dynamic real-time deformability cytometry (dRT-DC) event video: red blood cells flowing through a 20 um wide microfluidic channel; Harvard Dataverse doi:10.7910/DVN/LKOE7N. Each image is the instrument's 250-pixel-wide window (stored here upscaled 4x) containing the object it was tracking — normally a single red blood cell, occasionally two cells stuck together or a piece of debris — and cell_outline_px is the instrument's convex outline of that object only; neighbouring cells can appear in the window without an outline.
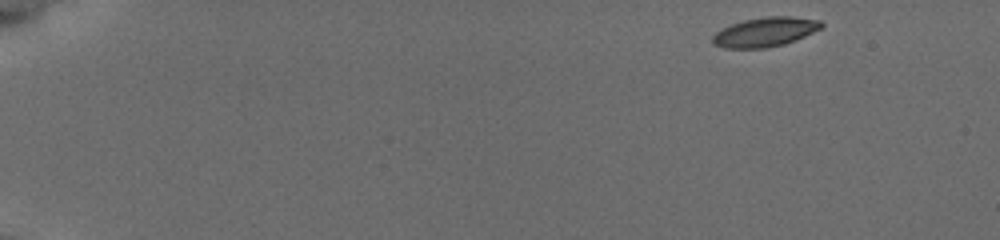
{"species": "common noctule bat (a hibernating species)", "species_latin": "Nyctalus noctula", "temperature_condition": "cold", "stored_images_in_passage": 50, "camera_frame_rate_fps": 3000, "um_per_image_px": 0.085, "animal": {"sex": "female", "body_mass_g": 19.5, "forearm_length_mm": 54.1}, "frame": {"image": 1, "passage_image": 1, "time_ms": 0.0, "image_size_px": [1000, 240], "cell_outline_px": [[824, 24], [820, 28], [796, 40], [784, 44], [764, 48], [724, 48], [716, 44], [712, 40], [712, 36], [716, 32], [732, 24], [744, 20], [768, 16], [792, 16], [820, 20]], "centroid_in_image_um": [65.05, 2.71], "position_along_channel_um": 20.0, "area_um2": 18.38}}
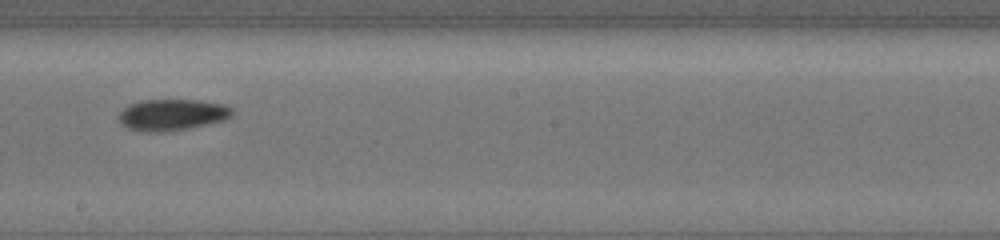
{"frame": {"image": 2, "passage_image": 29, "time_ms": 9.333, "image_size_px": [1000, 240], "cell_outline_px": [[232, 116], [224, 120], [188, 128], [164, 132], [140, 132], [128, 128], [120, 124], [116, 116], [128, 104], [140, 100], [200, 100], [224, 104], [232, 108]], "centroid_in_image_um": [14.57, 9.76], "position_along_channel_um": 233.6, "area_um2": 20.98}}
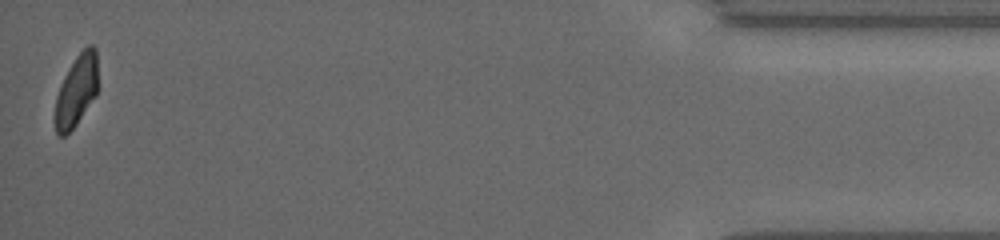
{"frame": {"image": 3, "passage_image": 50, "time_ms": 16.333, "image_size_px": [1000, 240], "cell_outline_px": [[96, 96], [76, 124], [64, 136], [60, 136], [56, 132], [56, 96], [64, 76], [76, 56], [88, 44], [92, 44], [96, 48]], "centroid_in_image_um": [6.5, 7.68], "position_along_channel_um": 428.7, "area_um2": 17.34}, "authors_computed_cell_mechanics": {"area_um2": 19.2474, "velocity_mm_per_s": 3.8189, "shape_relaxation_time_tau1_ms": 3.4359, "shape_relaxation_time_tau2_ms": 4.0241, "deformation_change_tau1": 0.1022, "deformation_change_tau2": 0.0952}}